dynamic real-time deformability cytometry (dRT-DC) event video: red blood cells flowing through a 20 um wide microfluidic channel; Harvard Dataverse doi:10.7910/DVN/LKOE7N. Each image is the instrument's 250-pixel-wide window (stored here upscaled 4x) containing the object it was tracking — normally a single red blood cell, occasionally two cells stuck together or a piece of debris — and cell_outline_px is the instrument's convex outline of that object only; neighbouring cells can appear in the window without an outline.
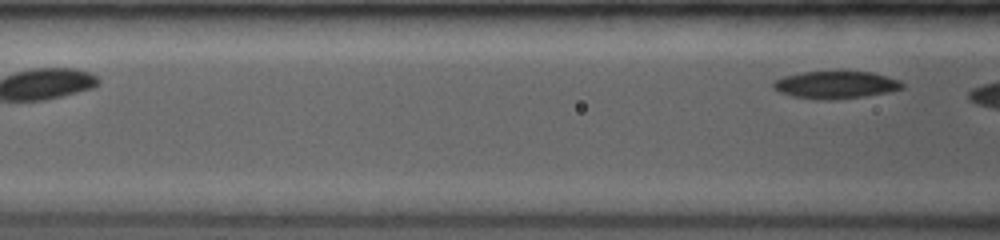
{"species": "common noctule bat (a hibernating species)", "species_latin": "Nyctalus noctula", "temperature_condition": "room temperature", "stored_images_in_passage": 7, "segment_of_instrument_passage": [2, 2], "camera_frame_rate_fps": 3500, "um_per_image_px": 0.085, "animal": {"sex": "female", "body_mass_g": 19.0, "forearm_length_mm": 53.3}, "frame": {"image": 1, "passage_image": 7, "time_ms": 3.714, "image_size_px": [1000, 240], "cell_outline_px": [[904, 88], [888, 92], [864, 96], [832, 100], [828, 100], [792, 96], [780, 92], [772, 88], [772, 80], [784, 76], [804, 72], [872, 72], [900, 80], [904, 84]], "centroid_in_image_um": [71.02, 7.21], "position_along_channel_um": 95.6, "area_um2": 20.52}}